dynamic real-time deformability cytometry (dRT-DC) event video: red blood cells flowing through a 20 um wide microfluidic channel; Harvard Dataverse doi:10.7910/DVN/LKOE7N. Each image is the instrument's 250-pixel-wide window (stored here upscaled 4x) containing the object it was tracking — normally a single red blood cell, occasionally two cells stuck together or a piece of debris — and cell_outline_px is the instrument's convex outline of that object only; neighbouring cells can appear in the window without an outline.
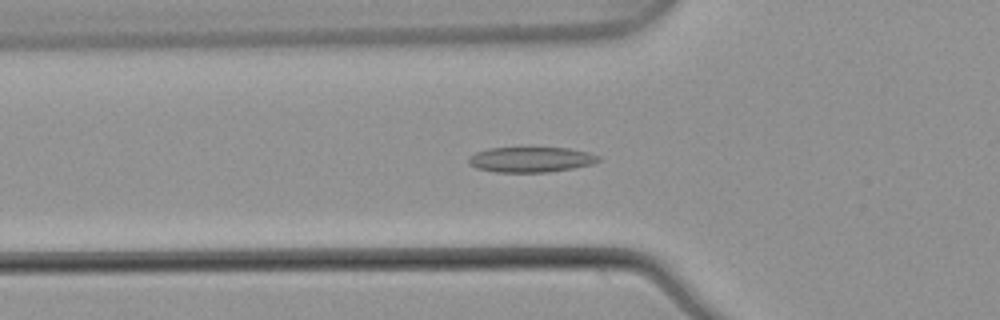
{"species": "common noctule bat (a hibernating species)", "species_latin": "Nyctalus noctula", "temperature_condition": "warm", "stored_images_in_passage": 53, "camera_frame_rate_fps": 3000, "um_per_image_px": 0.085, "animal": {"sex": "male", "body_mass_g": 21.5, "forearm_length_mm": 52.0}, "frame": {"image": 1, "passage_image": 18, "time_ms": 5.667, "image_size_px": [1000, 320], "cell_outline_px": [[600, 160], [592, 164], [572, 168], [548, 172], [496, 172], [476, 168], [468, 164], [468, 160], [476, 152], [488, 148], [568, 148], [588, 152], [600, 156]], "centroid_in_image_um": [45.12, 13.56], "position_along_channel_um": 80.7, "area_um2": 19.02}}
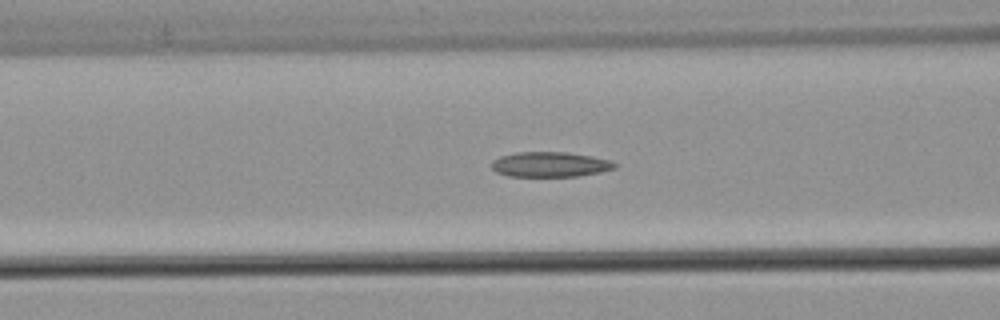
{"frame": {"image": 2, "passage_image": 21, "time_ms": 6.667, "image_size_px": [1000, 320], "cell_outline_px": [[616, 168], [600, 172], [576, 176], [508, 176], [496, 172], [492, 168], [492, 160], [500, 156], [516, 152], [568, 152], [592, 156], [608, 160], [616, 164]], "centroid_in_image_um": [46.73, 13.97], "position_along_channel_um": 119.9, "area_um2": 17.92}}
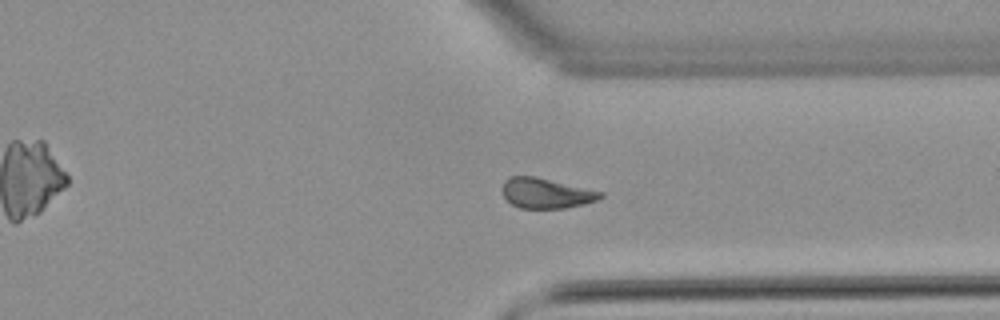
{"frame": {"image": 3, "passage_image": 40, "time_ms": 13.0, "image_size_px": [1000, 320], "cell_outline_px": [[604, 196], [596, 200], [584, 204], [564, 208], [520, 208], [512, 204], [504, 196], [504, 180], [508, 176], [536, 176], [604, 192]], "centroid_in_image_um": [46.44, 16.41], "position_along_channel_um": 365.0, "area_um2": 17.17}, "authors_computed_cell_mechanics": {"area_um2": 18.3804, "velocity_mm_per_s": 3.8776, "shape_relaxation_time_tau1_ms": null, "shape_relaxation_time_tau2_ms": 6.0132, "deformation_change_tau1": null, "deformation_change_tau2": 0.1064}}